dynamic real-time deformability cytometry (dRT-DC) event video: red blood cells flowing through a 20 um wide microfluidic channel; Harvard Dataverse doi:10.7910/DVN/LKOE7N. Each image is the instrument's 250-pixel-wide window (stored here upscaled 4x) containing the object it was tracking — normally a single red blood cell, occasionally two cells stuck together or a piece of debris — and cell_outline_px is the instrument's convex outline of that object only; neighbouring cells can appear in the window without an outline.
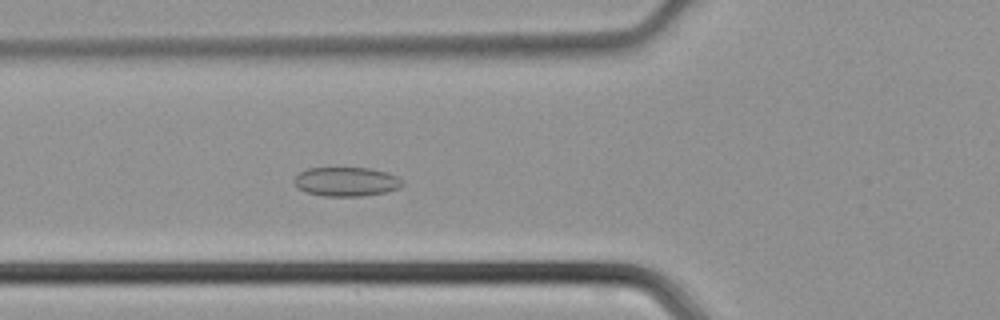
{"species": "common noctule bat (a hibernating species)", "species_latin": "Nyctalus noctula", "temperature_condition": "cold", "stored_images_in_passage": 40, "camera_frame_rate_fps": 3000, "um_per_image_px": 0.085, "animal": {"sex": "male", "body_mass_g": 21.5, "forearm_length_mm": 52.0}, "frame": {"image": 1, "passage_image": 11, "time_ms": 3.333, "image_size_px": [1000, 320], "cell_outline_px": [[404, 184], [400, 188], [384, 192], [360, 196], [324, 196], [304, 192], [296, 188], [296, 176], [300, 172], [308, 168], [372, 168], [388, 172], [404, 180]], "centroid_in_image_um": [29.47, 15.44], "position_along_channel_um": 96.3, "area_um2": 18.44}}
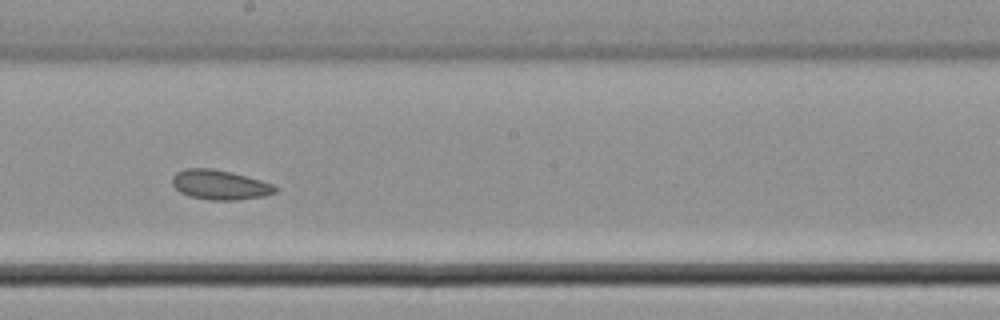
{"frame": {"image": 2, "passage_image": 20, "time_ms": 6.333, "image_size_px": [1000, 320], "cell_outline_px": [[280, 188], [276, 192], [264, 196], [236, 200], [208, 200], [188, 196], [180, 192], [172, 184], [172, 176], [176, 172], [184, 168], [212, 168], [232, 172], [260, 180], [272, 184]], "centroid_in_image_um": [18.67, 15.71], "position_along_channel_um": 229.5, "area_um2": 17.98}}
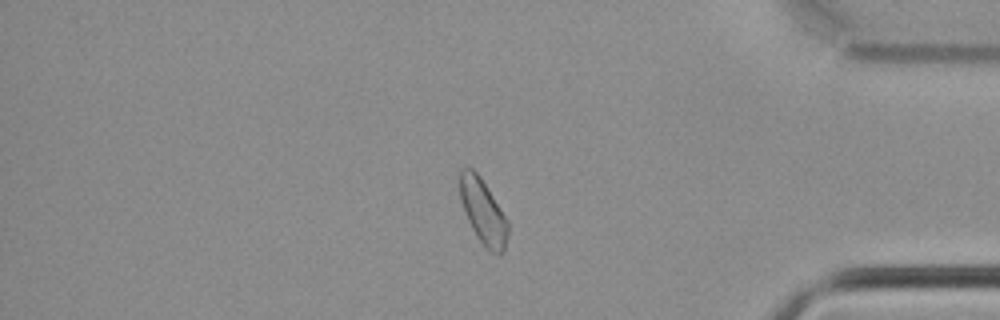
{"frame": {"image": 3, "passage_image": 33, "time_ms": 10.667, "image_size_px": [1000, 320], "cell_outline_px": [[508, 236], [504, 252], [500, 256], [484, 248], [476, 236], [468, 220], [460, 200], [460, 168], [472, 168], [480, 176], [508, 220]], "centroid_in_image_um": [41.08, 18.03], "position_along_channel_um": 394.1, "area_um2": 18.26}}